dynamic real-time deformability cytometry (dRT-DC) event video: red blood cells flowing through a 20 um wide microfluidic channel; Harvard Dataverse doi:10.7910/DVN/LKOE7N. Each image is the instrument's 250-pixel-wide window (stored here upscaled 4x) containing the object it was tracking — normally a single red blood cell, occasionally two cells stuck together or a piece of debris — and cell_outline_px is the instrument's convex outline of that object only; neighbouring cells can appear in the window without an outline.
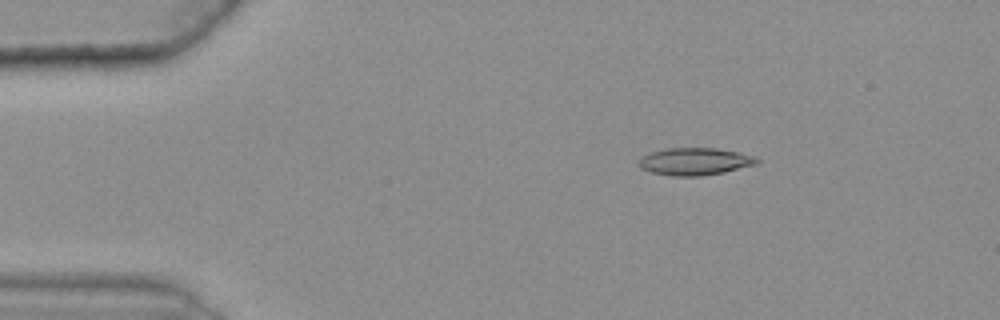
{"species": "common noctule bat (a hibernating species)", "species_latin": "Nyctalus noctula", "temperature_condition": "warm", "stored_images_in_passage": 49, "camera_frame_rate_fps": 3000, "um_per_image_px": 0.085, "animal": {"sex": "female", "body_mass_g": 25.1}, "frame": {"image": 1, "passage_image": 9, "time_ms": 2.667, "image_size_px": [1000, 320], "cell_outline_px": [[760, 160], [756, 164], [724, 172], [700, 176], [672, 176], [652, 172], [640, 168], [636, 164], [644, 156], [652, 152], [668, 148], [716, 148], [740, 152], [752, 156]], "centroid_in_image_um": [59.06, 13.73], "position_along_channel_um": 25.9, "area_um2": 18.67}}
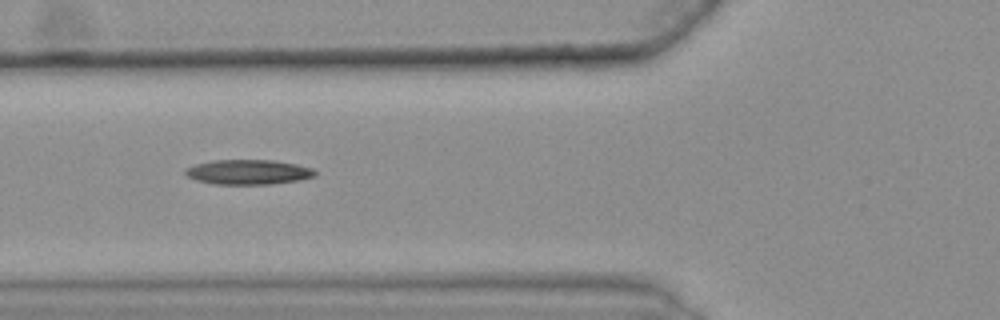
{"frame": {"image": 2, "passage_image": 21, "time_ms": 6.667, "image_size_px": [1000, 320], "cell_outline_px": [[316, 176], [300, 180], [268, 184], [212, 184], [196, 180], [188, 176], [184, 172], [184, 168], [196, 164], [212, 160], [272, 160], [296, 164], [312, 168], [316, 172]], "centroid_in_image_um": [21.09, 14.62], "position_along_channel_um": 104.7, "area_um2": 18.79}}
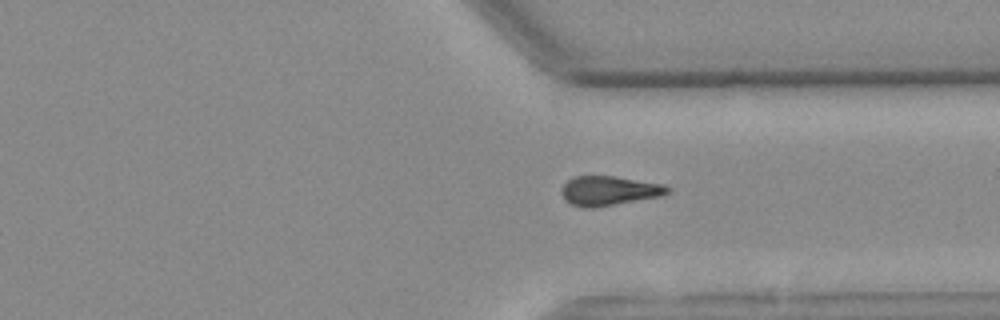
{"frame": {"image": 3, "passage_image": 42, "time_ms": 13.667, "image_size_px": [1000, 320], "cell_outline_px": [[672, 192], [660, 196], [592, 208], [584, 208], [572, 204], [564, 200], [564, 184], [568, 180], [576, 176], [612, 176], [664, 184], [672, 188]], "centroid_in_image_um": [51.83, 16.21], "position_along_channel_um": 359.6, "area_um2": 17.92}}